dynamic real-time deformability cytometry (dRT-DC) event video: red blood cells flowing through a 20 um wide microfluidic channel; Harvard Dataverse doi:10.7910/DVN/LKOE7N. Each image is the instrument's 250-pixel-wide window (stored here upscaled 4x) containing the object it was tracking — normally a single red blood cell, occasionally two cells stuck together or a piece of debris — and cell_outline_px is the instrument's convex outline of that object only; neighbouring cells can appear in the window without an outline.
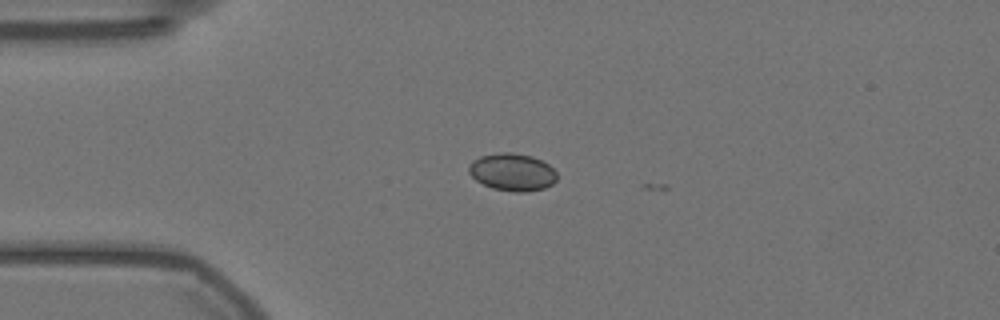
{"species": "Egyptian fruit bat (a non-hibernating species)", "species_latin": "Rousettus aegyptiacus", "temperature_condition": "warm", "stored_images_in_passage": 5, "camera_frame_rate_fps": 3000, "um_per_image_px": 0.085, "animal": {"sex": "female"}, "frame": {"image": 1, "passage_image": 4, "time_ms": 1.0, "image_size_px": [1000, 320], "cell_outline_px": [[556, 180], [552, 184], [544, 188], [528, 192], [512, 192], [492, 188], [476, 180], [468, 172], [468, 164], [472, 160], [480, 156], [500, 152], [512, 152], [532, 156], [548, 164], [556, 172]], "centroid_in_image_um": [43.53, 14.62], "position_along_channel_um": 41.5, "area_um2": 19.36}}